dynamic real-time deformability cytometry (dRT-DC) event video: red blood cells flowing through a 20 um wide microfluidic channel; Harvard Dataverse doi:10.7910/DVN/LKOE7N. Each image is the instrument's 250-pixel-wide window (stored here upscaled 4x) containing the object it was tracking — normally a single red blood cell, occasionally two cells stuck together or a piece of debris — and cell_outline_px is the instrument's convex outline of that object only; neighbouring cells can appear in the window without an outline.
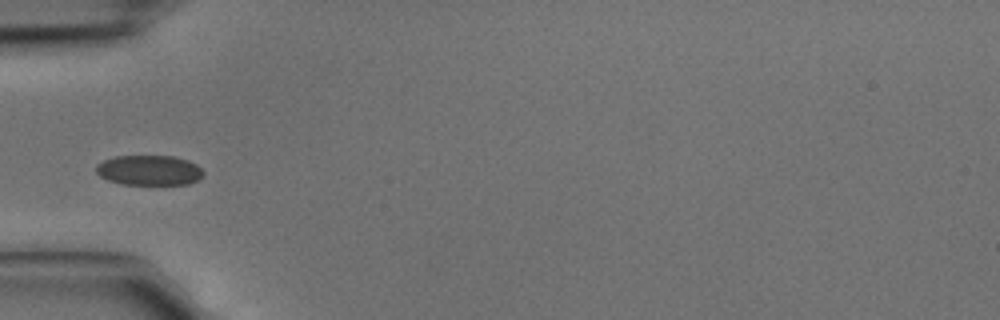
{"species": "common noctule bat (a hibernating species)", "species_latin": "Nyctalus noctula", "temperature_condition": "cold", "stored_images_in_passage": 5, "camera_frame_rate_fps": 3000, "um_per_image_px": 0.085, "animal": {"sex": "male", "body_mass_g": 15.6}, "frame": {"image": 1, "passage_image": 4, "time_ms": 1.0, "image_size_px": [1000, 320], "cell_outline_px": [[204, 172], [196, 180], [188, 184], [120, 184], [108, 180], [100, 176], [96, 172], [96, 164], [104, 160], [116, 156], [172, 156], [188, 160], [196, 164]], "centroid_in_image_um": [12.64, 14.47], "position_along_channel_um": 72.4, "area_um2": 18.67}}